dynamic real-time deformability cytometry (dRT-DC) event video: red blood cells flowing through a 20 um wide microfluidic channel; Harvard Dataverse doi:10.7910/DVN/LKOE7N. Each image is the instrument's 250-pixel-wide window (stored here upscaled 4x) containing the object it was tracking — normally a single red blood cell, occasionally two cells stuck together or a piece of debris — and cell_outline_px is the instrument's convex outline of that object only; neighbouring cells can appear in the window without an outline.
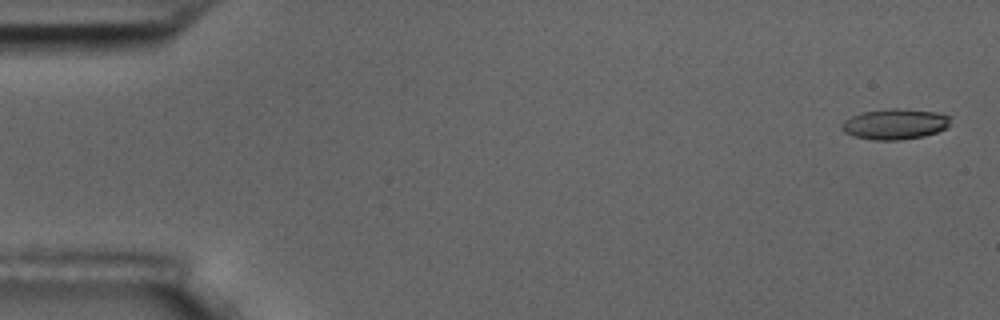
{"species": "common noctule bat (a hibernating species)", "species_latin": "Nyctalus noctula", "temperature_condition": "room temperature", "stored_images_in_passage": 6, "camera_frame_rate_fps": 3000, "um_per_image_px": 0.085, "animal": {"sex": "male", "body_mass_g": 17.5, "forearm_length_mm": 52.3}, "frame": {"image": 1, "passage_image": 1, "time_ms": 0.0, "image_size_px": [1000, 320], "cell_outline_px": [[952, 116], [948, 128], [924, 136], [900, 140], [872, 140], [852, 136], [844, 132], [840, 124], [844, 120], [860, 112], [884, 108], [900, 108], [940, 112]], "centroid_in_image_um": [76.08, 10.53], "position_along_channel_um": 8.9, "area_um2": 19.88}}
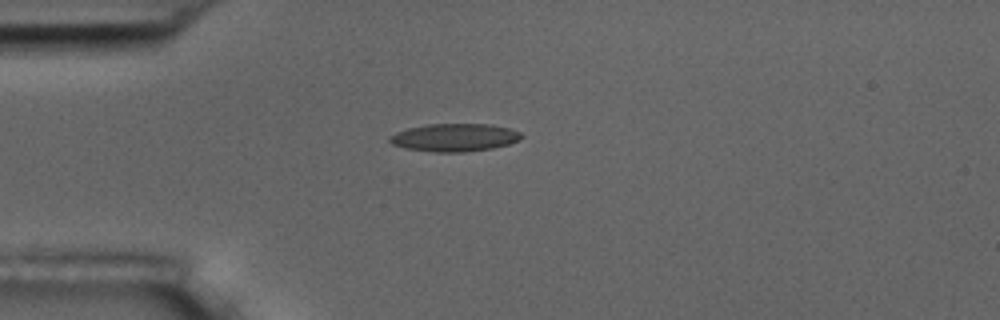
{"frame": {"image": 2, "passage_image": 4, "time_ms": 4.333, "image_size_px": [1000, 320], "cell_outline_px": [[524, 136], [520, 140], [508, 144], [492, 148], [464, 152], [432, 152], [404, 148], [392, 144], [388, 140], [388, 136], [396, 132], [408, 128], [428, 124], [492, 124], [508, 128], [520, 132]], "centroid_in_image_um": [38.62, 11.69], "position_along_channel_um": 46.4, "area_um2": 21.5}}